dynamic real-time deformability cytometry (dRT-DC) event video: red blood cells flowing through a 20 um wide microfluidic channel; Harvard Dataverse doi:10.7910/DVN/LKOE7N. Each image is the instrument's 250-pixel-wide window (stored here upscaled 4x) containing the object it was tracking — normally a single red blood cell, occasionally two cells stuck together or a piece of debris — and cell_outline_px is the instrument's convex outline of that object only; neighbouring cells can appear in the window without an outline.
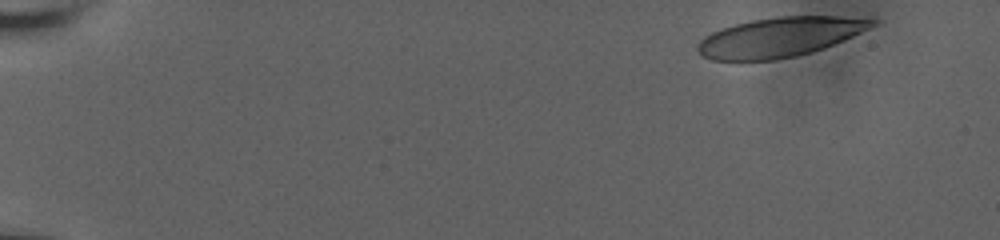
{"species": "human", "species_latin": "Homo sapiens", "temperature_condition": "room temperature", "stored_images_in_passage": 42, "camera_frame_rate_fps": 3000, "um_per_image_px": 0.085, "donor": {"sex": "male"}, "frame": {"image": 1, "passage_image": 1, "time_ms": 0.0, "image_size_px": [1000, 240], "cell_outline_px": [[880, 24], [844, 40], [824, 48], [812, 52], [796, 56], [776, 60], [712, 60], [704, 56], [696, 48], [696, 44], [704, 36], [720, 28], [752, 20], [776, 16], [876, 16], [880, 20]], "centroid_in_image_um": [66.4, 3.12], "position_along_channel_um": 18.6, "area_um2": 40.98}}
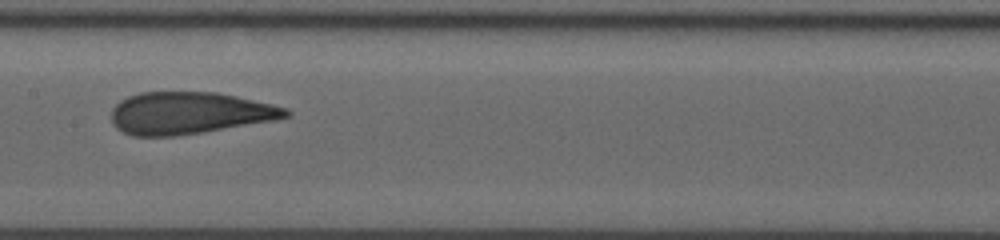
{"frame": {"image": 2, "passage_image": 24, "time_ms": 8.667, "image_size_px": [1000, 240], "cell_outline_px": [[292, 112], [288, 116], [276, 120], [204, 132], [172, 136], [132, 136], [116, 128], [112, 124], [112, 108], [120, 100], [128, 96], [140, 92], [216, 92], [236, 96], [272, 104], [288, 108]], "centroid_in_image_um": [16.09, 9.61], "position_along_channel_um": 191.3, "area_um2": 42.89}}
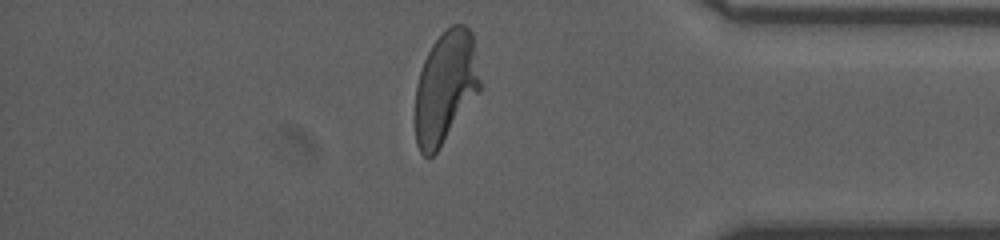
{"frame": {"image": 3, "passage_image": 39, "time_ms": 14.667, "image_size_px": [1000, 240], "cell_outline_px": [[480, 92], [440, 148], [428, 160], [420, 152], [416, 144], [416, 84], [424, 60], [432, 44], [452, 24], [464, 24], [472, 32], [480, 80]], "centroid_in_image_um": [37.87, 7.45], "position_along_channel_um": 397.3, "area_um2": 42.31}, "authors_computed_cell_mechanics": {"area_um2": 42.9743, "velocity_mm_per_s": 3.7619, "shape_relaxation_time_tau1_ms": 10.3253, "shape_relaxation_time_tau2_ms": 0.8722, "deformation_change_tau1": 0.2721, "deformation_change_tau2": 0.0769}}